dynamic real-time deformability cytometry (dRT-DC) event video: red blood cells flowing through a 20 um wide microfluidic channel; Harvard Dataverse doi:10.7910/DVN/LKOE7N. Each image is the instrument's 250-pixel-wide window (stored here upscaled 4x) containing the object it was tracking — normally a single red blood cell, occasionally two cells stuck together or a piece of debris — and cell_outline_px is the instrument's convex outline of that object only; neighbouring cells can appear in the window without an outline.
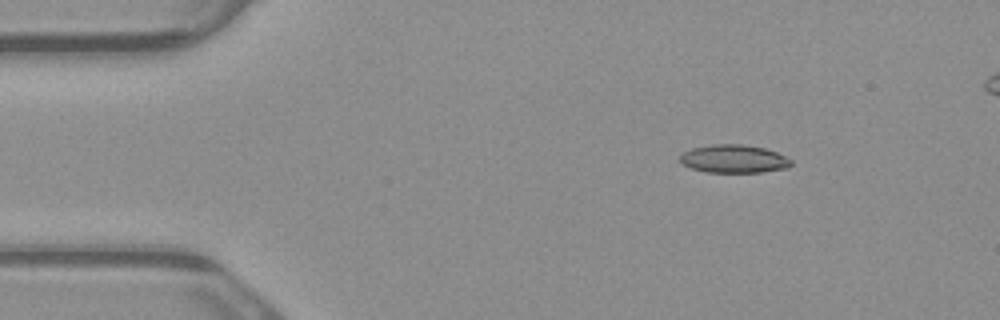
{"species": "common noctule bat (a hibernating species)", "species_latin": "Nyctalus noctula", "temperature_condition": "warm", "stored_images_in_passage": 7, "camera_frame_rate_fps": 3000, "um_per_image_px": 0.085, "animal": {"sex": "male", "body_mass_g": 23.1, "forearm_length_mm": 52.7}, "frame": {"image": 1, "passage_image": 3, "time_ms": 0.667, "image_size_px": [1000, 320], "cell_outline_px": [[792, 164], [788, 168], [760, 172], [708, 172], [692, 168], [684, 164], [680, 160], [680, 156], [684, 152], [692, 148], [712, 144], [744, 144], [764, 148], [776, 152], [792, 160]], "centroid_in_image_um": [62.4, 13.49], "position_along_channel_um": 22.6, "area_um2": 18.09}}
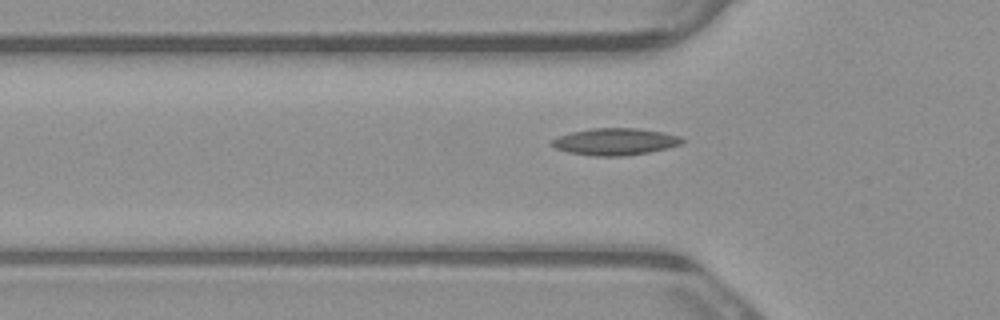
{"frame": {"image": 2, "passage_image": 6, "time_ms": 1.667, "image_size_px": [1000, 320], "cell_outline_px": [[684, 140], [680, 144], [668, 148], [648, 152], [624, 156], [592, 156], [568, 152], [556, 148], [548, 144], [556, 136], [572, 132], [592, 128], [636, 128], [664, 132], [680, 136]], "centroid_in_image_um": [52.25, 12.04], "position_along_channel_um": 73.5, "area_um2": 20.52}}
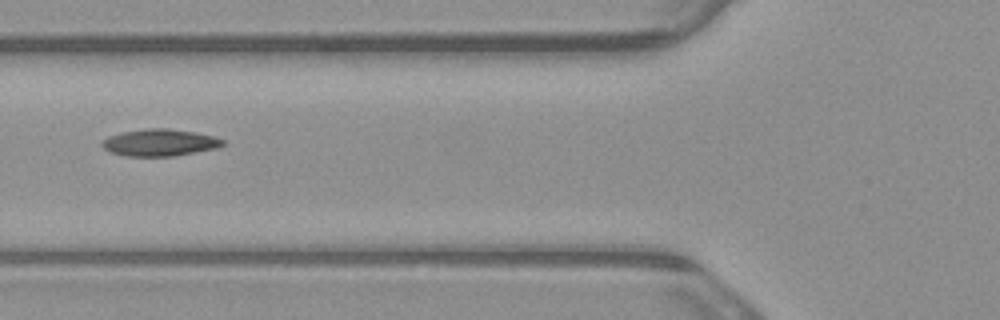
{"frame": {"image": 3, "passage_image": 7, "time_ms": 2.0, "image_size_px": [1000, 320], "cell_outline_px": [[228, 144], [216, 148], [172, 156], [128, 156], [112, 152], [104, 148], [100, 144], [108, 136], [120, 132], [148, 128], [168, 128], [196, 132], [212, 136], [224, 140]], "centroid_in_image_um": [13.59, 12.11], "position_along_channel_um": 112.2, "area_um2": 18.9}}